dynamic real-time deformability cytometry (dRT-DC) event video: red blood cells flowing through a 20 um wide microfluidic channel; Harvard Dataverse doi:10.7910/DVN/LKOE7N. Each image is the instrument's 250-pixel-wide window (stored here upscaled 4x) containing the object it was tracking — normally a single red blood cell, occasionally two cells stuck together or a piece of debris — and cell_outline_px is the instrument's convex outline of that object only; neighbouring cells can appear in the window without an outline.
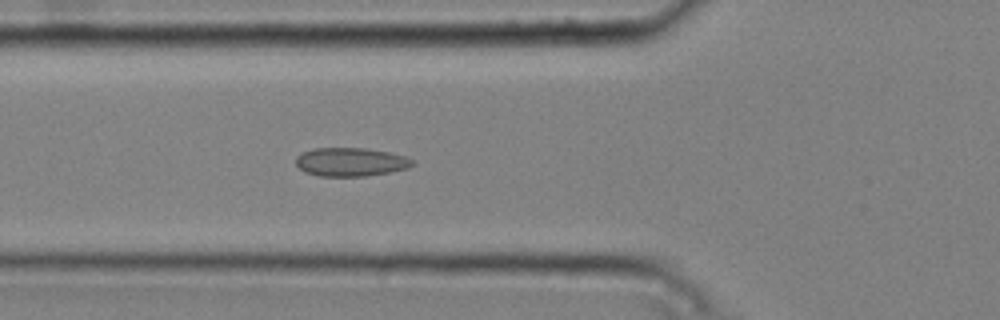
{"species": "common noctule bat (a hibernating species)", "species_latin": "Nyctalus noctula", "temperature_condition": "cold", "stored_images_in_passage": 6, "camera_frame_rate_fps": 3000, "um_per_image_px": 0.085, "animal": {"sex": "male", "body_mass_g": 20.4}, "frame": {"image": 1, "passage_image": 6, "time_ms": 1.667, "image_size_px": [1000, 320], "cell_outline_px": [[416, 164], [408, 168], [368, 176], [320, 176], [304, 172], [296, 164], [296, 156], [300, 152], [312, 148], [368, 148], [388, 152], [404, 156], [412, 160]], "centroid_in_image_um": [29.78, 13.76], "position_along_channel_um": 96.0, "area_um2": 19.54}}